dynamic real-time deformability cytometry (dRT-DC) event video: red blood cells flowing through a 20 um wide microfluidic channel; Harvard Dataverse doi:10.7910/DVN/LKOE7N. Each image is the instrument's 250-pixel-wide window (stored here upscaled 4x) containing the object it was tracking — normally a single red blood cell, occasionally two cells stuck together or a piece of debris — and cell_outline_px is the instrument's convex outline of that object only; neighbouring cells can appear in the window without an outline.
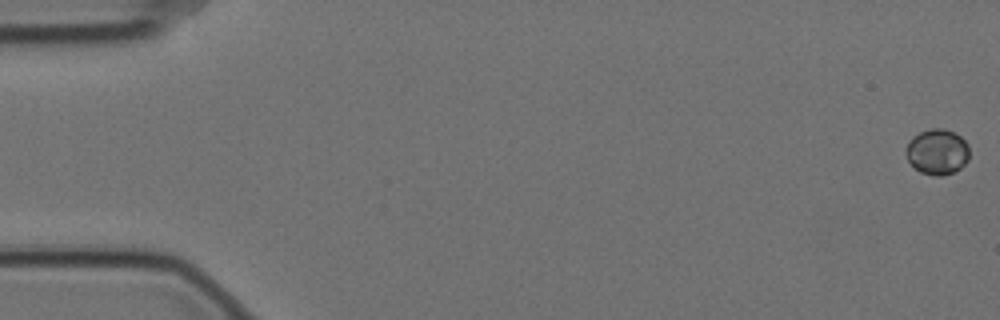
{"species": "Egyptian fruit bat (a non-hibernating species)", "species_latin": "Rousettus aegyptiacus", "temperature_condition": "cold", "stored_images_in_passage": 58, "camera_frame_rate_fps": 3000, "um_per_image_px": 0.085, "animal": {"sex": "female"}, "frame": {"image": 1, "passage_image": 1, "time_ms": 0.0, "image_size_px": [1000, 320], "cell_outline_px": [[968, 160], [960, 168], [952, 172], [940, 176], [932, 176], [920, 172], [908, 160], [908, 144], [912, 136], [920, 132], [932, 128], [944, 128], [960, 136], [968, 144]], "centroid_in_image_um": [79.69, 12.9], "position_along_channel_um": 5.3, "area_um2": 16.53}}
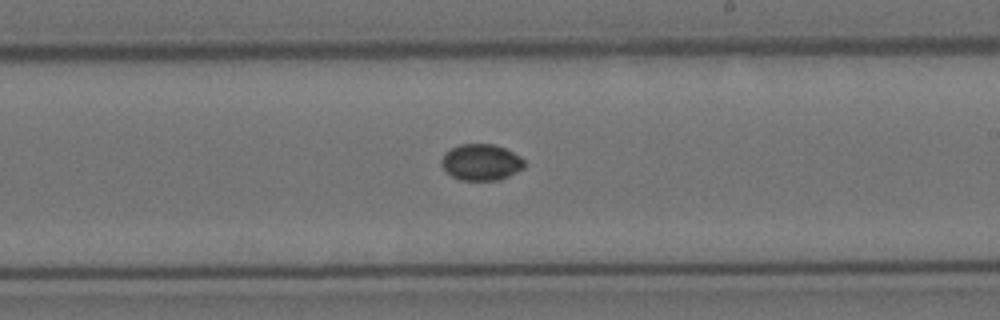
{"frame": {"image": 2, "passage_image": 34, "time_ms": 11.0, "image_size_px": [1000, 320], "cell_outline_px": [[524, 168], [500, 180], [460, 180], [452, 176], [440, 164], [440, 160], [444, 152], [460, 144], [492, 144], [504, 148], [520, 156], [524, 160]], "centroid_in_image_um": [40.88, 13.79], "position_along_channel_um": 248.1, "area_um2": 17.51}}
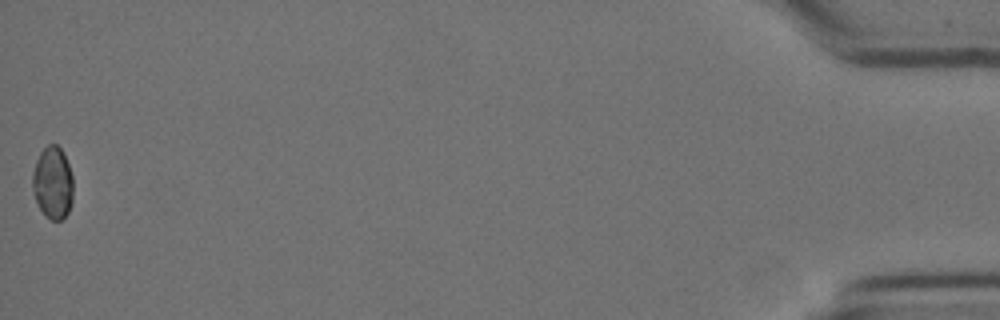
{"frame": {"image": 3, "passage_image": 58, "time_ms": 19.0, "image_size_px": [1000, 320], "cell_outline_px": [[72, 200], [68, 212], [60, 220], [52, 220], [40, 208], [36, 200], [32, 188], [32, 172], [36, 160], [40, 152], [48, 144], [56, 144], [60, 148], [68, 164], [72, 176]], "centroid_in_image_um": [4.47, 15.51], "position_along_channel_um": 430.7, "area_um2": 16.88}, "authors_computed_cell_mechanics": {"area_um2": 17.2244, "velocity_mm_per_s": 3.5192, "shape_relaxation_time_tau1_ms": 7.6326, "shape_relaxation_time_tau2_ms": null, "deformation_change_tau1": 0.0503, "deformation_change_tau2": null}}